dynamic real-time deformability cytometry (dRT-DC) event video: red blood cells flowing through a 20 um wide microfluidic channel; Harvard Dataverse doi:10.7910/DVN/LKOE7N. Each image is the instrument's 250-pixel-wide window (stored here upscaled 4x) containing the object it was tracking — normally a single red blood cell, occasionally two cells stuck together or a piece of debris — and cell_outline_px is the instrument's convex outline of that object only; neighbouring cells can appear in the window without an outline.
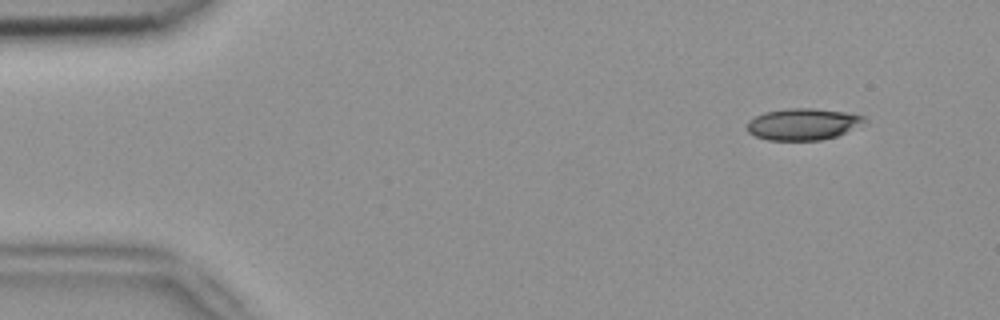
{"species": "common noctule bat (a hibernating species)", "species_latin": "Nyctalus noctula", "temperature_condition": "room temperature", "stored_images_in_passage": 5, "camera_frame_rate_fps": 3000, "um_per_image_px": 0.085, "animal": {"sex": "female", "body_mass_g": 18.4}, "frame": {"image": 1, "passage_image": 2, "time_ms": 0.333, "image_size_px": [1000, 320], "cell_outline_px": [[864, 124], [836, 136], [820, 140], [768, 140], [756, 136], [748, 132], [748, 120], [764, 112], [784, 108], [816, 108], [844, 112], [864, 116]], "centroid_in_image_um": [68.23, 10.54], "position_along_channel_um": 16.8, "area_um2": 21.56}}